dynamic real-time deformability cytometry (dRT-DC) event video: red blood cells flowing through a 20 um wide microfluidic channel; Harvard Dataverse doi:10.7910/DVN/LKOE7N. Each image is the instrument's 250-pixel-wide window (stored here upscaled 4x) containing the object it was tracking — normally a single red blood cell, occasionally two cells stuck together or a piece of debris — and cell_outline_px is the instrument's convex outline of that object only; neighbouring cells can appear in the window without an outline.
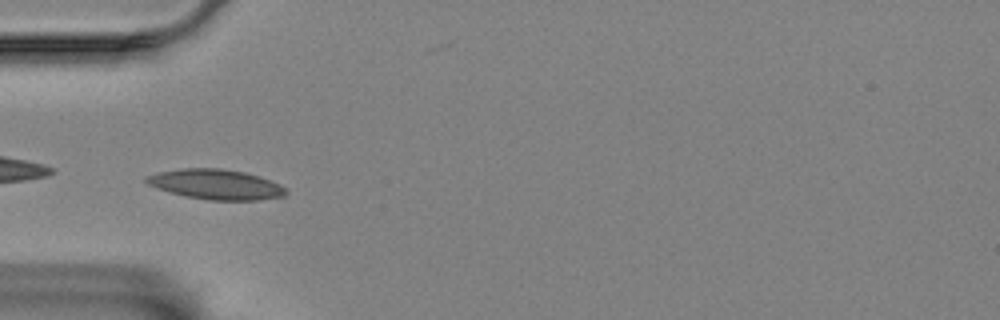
{"species": "Egyptian fruit bat (a non-hibernating species)", "species_latin": "Rousettus aegyptiacus", "temperature_condition": "room temperature", "stored_images_in_passage": 26, "camera_frame_rate_fps": 3000, "um_per_image_px": 0.085, "animal": {"sex": "female"}, "frame": {"image": 1, "passage_image": 1, "time_ms": 0.0, "image_size_px": [1000, 320], "cell_outline_px": [[288, 192], [284, 196], [260, 200], [208, 200], [184, 196], [156, 188], [148, 184], [144, 180], [144, 176], [156, 172], [184, 168], [220, 168], [244, 172], [280, 184], [288, 188]], "centroid_in_image_um": [18.33, 15.67], "position_along_channel_um": 66.7, "area_um2": 24.57}}
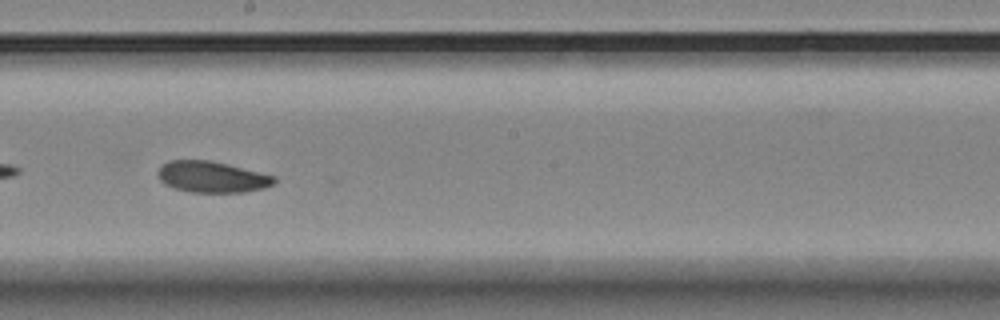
{"frame": {"image": 2, "passage_image": 15, "time_ms": 4.667, "image_size_px": [1000, 320], "cell_outline_px": [[276, 180], [272, 184], [264, 188], [244, 192], [188, 192], [172, 188], [164, 184], [160, 180], [160, 168], [168, 160], [208, 160], [228, 164], [276, 176]], "centroid_in_image_um": [18.03, 15.04], "position_along_channel_um": 230.2, "area_um2": 21.04}}
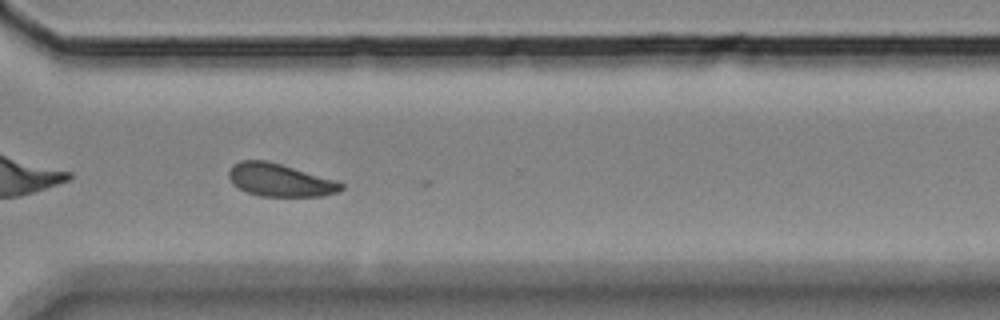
{"frame": {"image": 3, "passage_image": 25, "time_ms": 8.0, "image_size_px": [1000, 320], "cell_outline_px": [[344, 188], [336, 192], [320, 196], [260, 196], [248, 192], [232, 184], [228, 176], [228, 172], [232, 164], [240, 160], [264, 160], [280, 164], [336, 180], [344, 184]], "centroid_in_image_um": [23.76, 15.3], "position_along_channel_um": 346.8, "area_um2": 21.33}}